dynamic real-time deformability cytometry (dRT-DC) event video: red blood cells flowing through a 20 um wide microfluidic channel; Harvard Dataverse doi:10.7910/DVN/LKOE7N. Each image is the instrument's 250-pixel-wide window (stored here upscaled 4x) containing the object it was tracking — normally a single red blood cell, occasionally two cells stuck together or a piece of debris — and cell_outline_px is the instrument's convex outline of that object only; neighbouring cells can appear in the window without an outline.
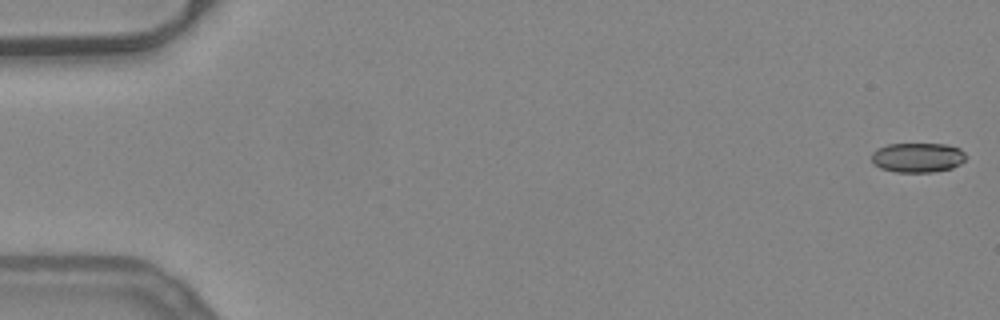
{"species": "common noctule bat (a hibernating species)", "species_latin": "Nyctalus noctula", "temperature_condition": "warm", "stored_images_in_passage": 30, "camera_frame_rate_fps": 3000, "um_per_image_px": 0.085, "animal": {"sex": "female", "body_mass_g": 24.6, "forearm_length_mm": 56.2}, "frame": {"image": 1, "passage_image": 1, "time_ms": 0.0, "image_size_px": [1000, 320], "cell_outline_px": [[968, 156], [960, 164], [952, 168], [932, 172], [896, 172], [880, 168], [872, 160], [872, 152], [876, 148], [888, 144], [948, 144], [960, 148]], "centroid_in_image_um": [78.02, 13.38], "position_along_channel_um": 7.0, "area_um2": 16.42}}
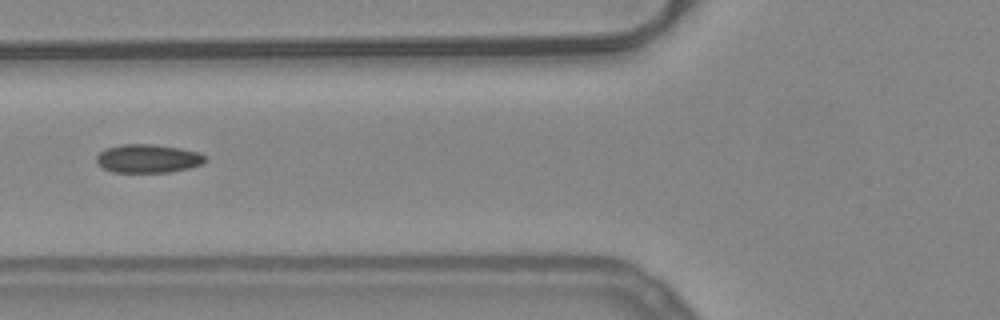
{"frame": {"image": 2, "passage_image": 21, "time_ms": 6.667, "image_size_px": [1000, 320], "cell_outline_px": [[208, 156], [204, 164], [188, 168], [168, 172], [112, 172], [104, 168], [96, 160], [96, 156], [104, 148], [120, 144], [152, 144], [180, 148], [200, 152]], "centroid_in_image_um": [12.61, 13.46], "position_along_channel_um": 113.2, "area_um2": 18.21}}
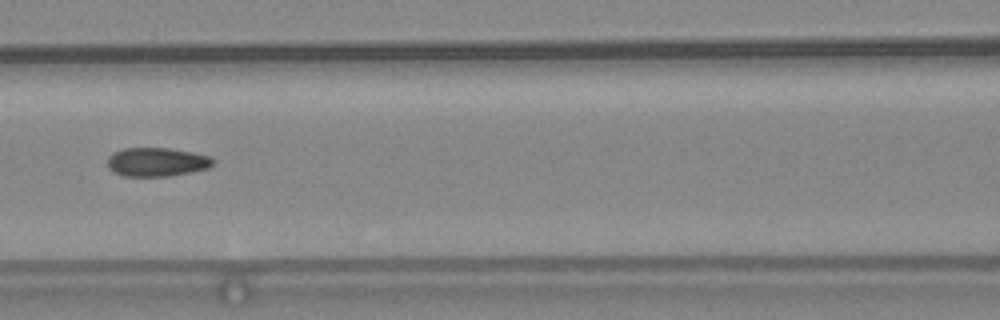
{"frame": {"image": 3, "passage_image": 24, "time_ms": 7.667, "image_size_px": [1000, 320], "cell_outline_px": [[216, 160], [208, 168], [168, 176], [124, 176], [112, 172], [108, 168], [108, 156], [112, 152], [124, 148], [168, 148], [192, 152], [208, 156]], "centroid_in_image_um": [13.28, 13.76], "position_along_channel_um": 153.3, "area_um2": 17.69}}